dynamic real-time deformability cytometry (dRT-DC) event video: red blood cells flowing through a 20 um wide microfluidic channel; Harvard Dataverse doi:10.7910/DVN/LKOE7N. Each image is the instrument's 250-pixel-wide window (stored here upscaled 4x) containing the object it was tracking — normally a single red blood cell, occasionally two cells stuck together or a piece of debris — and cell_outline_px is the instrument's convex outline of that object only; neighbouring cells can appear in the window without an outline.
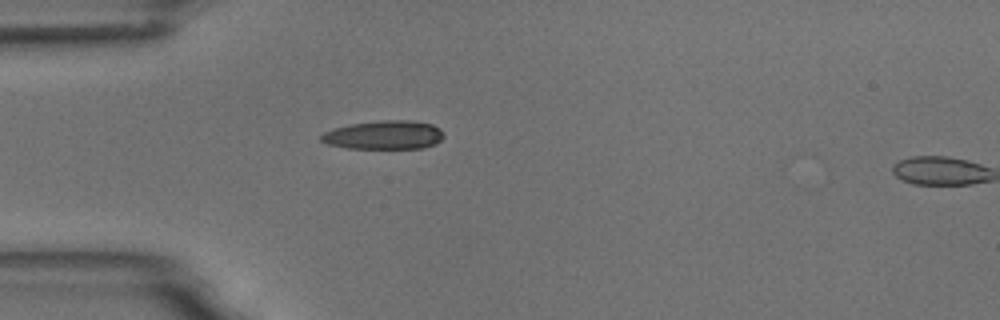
{"species": "common noctule bat (a hibernating species)", "species_latin": "Nyctalus noctula", "temperature_condition": "room temperature", "stored_images_in_passage": 2, "segment_of_instrument_passage": [1, 2], "camera_frame_rate_fps": 3000, "um_per_image_px": 0.085, "animal": {"sex": "male", "body_mass_g": 18.8}, "frame": {"image": 1, "passage_image": 1, "time_ms": 0.0, "image_size_px": [1000, 320], "cell_outline_px": [[444, 136], [436, 144], [424, 148], [348, 148], [328, 144], [320, 140], [320, 136], [324, 132], [336, 128], [352, 124], [380, 120], [408, 120], [432, 124], [440, 128]], "centroid_in_image_um": [32.67, 11.47], "position_along_channel_um": 52.3, "area_um2": 20.4}}